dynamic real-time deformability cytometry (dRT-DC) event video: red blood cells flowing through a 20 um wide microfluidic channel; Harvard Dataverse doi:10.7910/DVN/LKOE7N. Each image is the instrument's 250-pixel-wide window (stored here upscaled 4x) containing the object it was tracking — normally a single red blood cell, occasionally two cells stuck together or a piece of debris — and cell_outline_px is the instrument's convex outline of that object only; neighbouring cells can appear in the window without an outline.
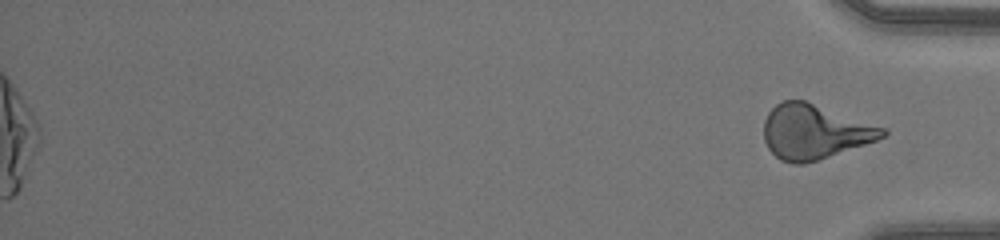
{"species": "human", "species_latin": "Homo sapiens", "temperature_condition": "warm", "stored_images_in_passage": 45, "segment_of_instrument_passage": [2, 2], "camera_frame_rate_fps": 3000, "um_per_image_px": 0.085, "donor": {"sex": "male"}, "frame": {"image": 1, "passage_image": 45, "time_ms": 14.667, "image_size_px": [1000, 240], "cell_outline_px": [[888, 132], [884, 136], [876, 140], [804, 164], [792, 164], [780, 160], [768, 148], [764, 140], [764, 120], [768, 112], [776, 104], [784, 100], [804, 100], [888, 128]], "centroid_in_image_um": [69.22, 11.19], "position_along_channel_um": 366.0, "area_um2": 37.57}}